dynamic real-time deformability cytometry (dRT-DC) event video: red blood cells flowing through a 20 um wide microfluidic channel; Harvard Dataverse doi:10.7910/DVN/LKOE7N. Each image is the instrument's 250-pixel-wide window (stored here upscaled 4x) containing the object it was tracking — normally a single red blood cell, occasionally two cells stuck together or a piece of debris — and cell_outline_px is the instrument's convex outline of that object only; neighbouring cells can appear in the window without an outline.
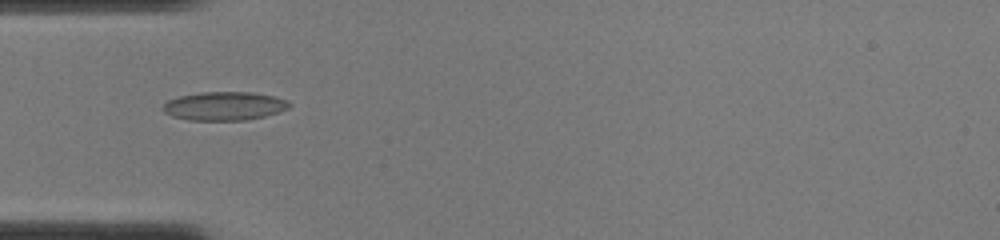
{"species": "common noctule bat (a hibernating species)", "species_latin": "Nyctalus noctula", "temperature_condition": "cold", "stored_images_in_passage": 40, "camera_frame_rate_fps": 3000, "um_per_image_px": 0.085, "animal": {"sex": "female", "body_mass_g": 22.0, "forearm_length_mm": 56.7}, "frame": {"image": 1, "passage_image": 7, "time_ms": 2.0, "image_size_px": [1000, 240], "cell_outline_px": [[292, 104], [288, 108], [280, 112], [264, 116], [244, 120], [188, 120], [172, 116], [164, 112], [160, 108], [168, 100], [180, 96], [200, 92], [252, 92], [272, 96], [288, 100]], "centroid_in_image_um": [19.06, 9.01], "position_along_channel_um": 65.9, "area_um2": 21.1}}
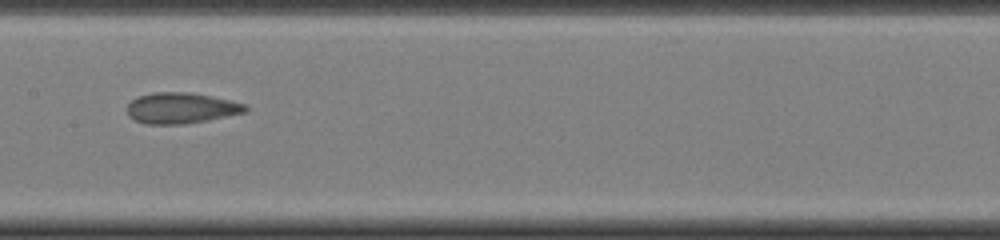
{"frame": {"image": 2, "passage_image": 16, "time_ms": 5.0, "image_size_px": [1000, 240], "cell_outline_px": [[248, 112], [208, 120], [184, 124], [148, 124], [136, 120], [128, 116], [128, 104], [132, 100], [140, 96], [152, 92], [188, 92], [248, 104]], "centroid_in_image_um": [15.43, 9.19], "position_along_channel_um": 192.0, "area_um2": 21.15}}
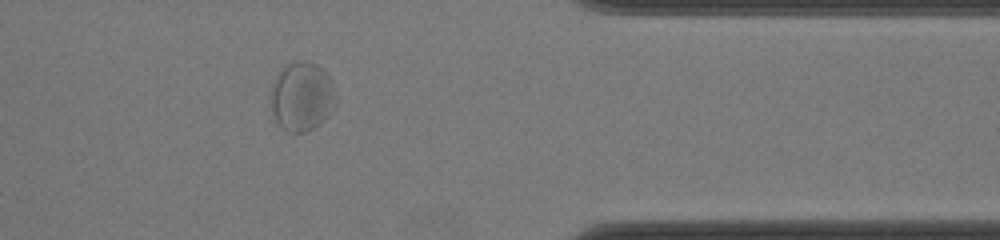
{"frame": {"image": 3, "passage_image": 31, "time_ms": 10.0, "image_size_px": [1000, 240], "cell_outline_px": [[336, 92], [332, 108], [328, 116], [312, 128], [304, 132], [288, 132], [276, 120], [272, 112], [272, 84], [276, 76], [288, 64], [300, 60], [308, 60], [316, 64], [328, 76]], "centroid_in_image_um": [25.66, 8.19], "position_along_channel_um": 385.7, "area_um2": 25.55}}